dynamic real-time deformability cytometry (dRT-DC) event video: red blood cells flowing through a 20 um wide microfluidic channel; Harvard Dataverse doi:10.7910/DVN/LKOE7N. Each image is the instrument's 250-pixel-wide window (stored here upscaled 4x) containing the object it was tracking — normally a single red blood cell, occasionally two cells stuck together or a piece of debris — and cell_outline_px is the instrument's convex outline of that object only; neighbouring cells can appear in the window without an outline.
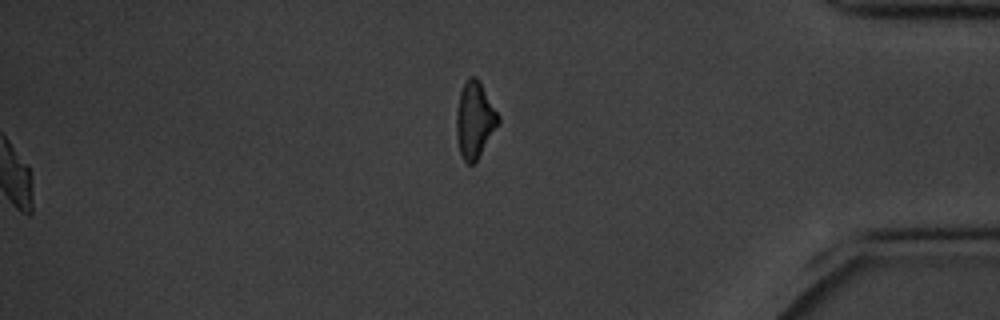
{"species": "common noctule bat (a hibernating species)", "species_latin": "Nyctalus noctula", "temperature_condition": "cold", "stored_images_in_passage": 14, "segment_of_instrument_passage": [2, 2], "camera_frame_rate_fps": 3000, "um_per_image_px": 0.085, "animal": {"sex": "male", "body_mass_g": 20.1, "forearm_length_mm": 53.5}, "frame": {"image": 1, "passage_image": 14, "time_ms": 4.333, "image_size_px": [1000, 320], "cell_outline_px": [[500, 124], [476, 160], [472, 164], [468, 164], [464, 160], [460, 152], [456, 140], [456, 112], [460, 92], [468, 76], [476, 76], [500, 116]], "centroid_in_image_um": [40.35, 10.19], "position_along_channel_um": 394.9, "area_um2": 18.61}}